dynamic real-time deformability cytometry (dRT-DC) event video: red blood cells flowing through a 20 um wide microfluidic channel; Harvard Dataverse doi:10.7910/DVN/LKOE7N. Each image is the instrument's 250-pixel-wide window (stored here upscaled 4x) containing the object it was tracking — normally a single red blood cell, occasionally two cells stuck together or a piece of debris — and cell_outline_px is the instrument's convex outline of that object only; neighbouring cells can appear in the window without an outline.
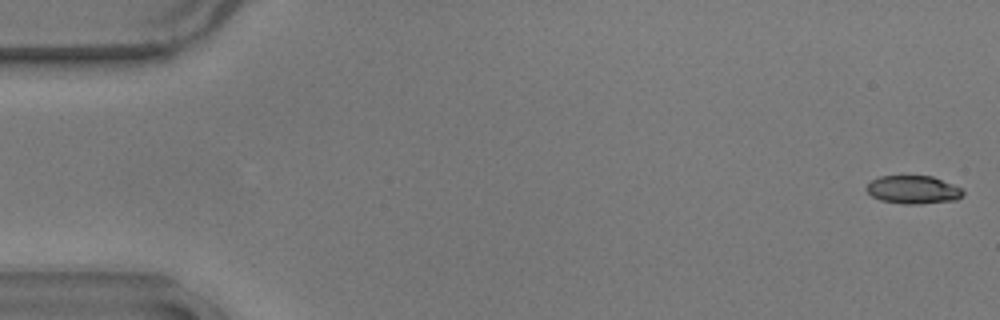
{"species": "common noctule bat (a hibernating species)", "species_latin": "Nyctalus noctula", "temperature_condition": "warm", "stored_images_in_passage": 55, "camera_frame_rate_fps": 3000, "um_per_image_px": 0.085, "animal": {"sex": "male", "body_mass_g": 17.9}, "frame": {"image": 1, "passage_image": 1, "time_ms": 0.0, "image_size_px": [1000, 320], "cell_outline_px": [[964, 196], [956, 200], [920, 204], [904, 204], [880, 200], [872, 196], [864, 188], [872, 180], [880, 176], [932, 176], [964, 188]], "centroid_in_image_um": [77.66, 16.13], "position_along_channel_um": 7.3, "area_um2": 16.01}}
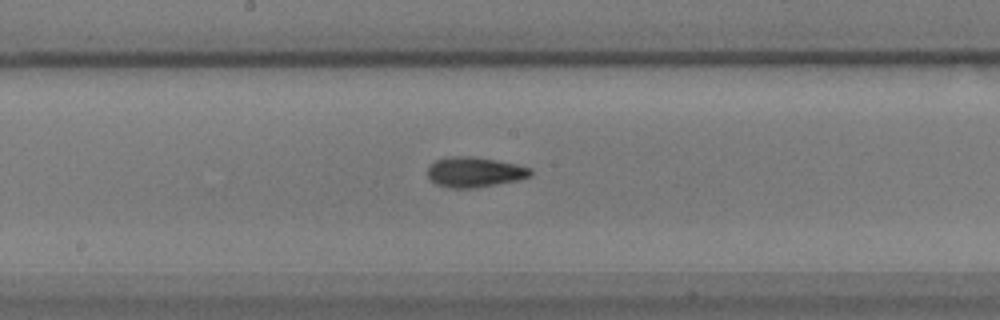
{"frame": {"image": 2, "passage_image": 29, "time_ms": 9.333, "image_size_px": [1000, 320], "cell_outline_px": [[532, 176], [520, 180], [476, 188], [448, 188], [436, 184], [428, 176], [428, 168], [436, 160], [448, 156], [472, 156], [496, 160], [516, 164], [532, 168]], "centroid_in_image_um": [40.38, 14.63], "position_along_channel_um": 207.8, "area_um2": 18.26}}
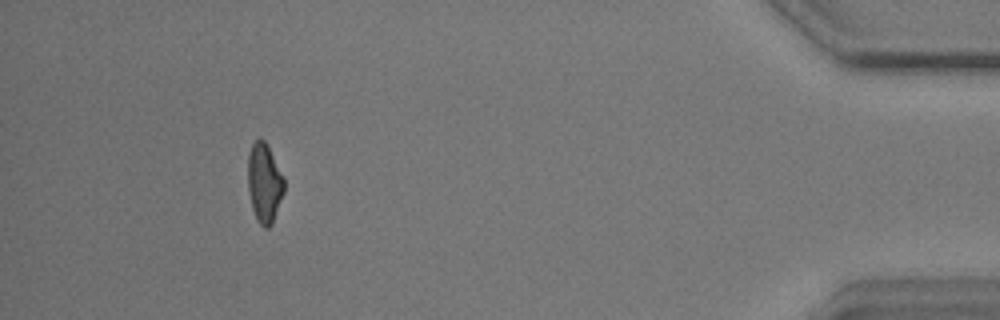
{"frame": {"image": 3, "passage_image": 51, "time_ms": 16.667, "image_size_px": [1000, 320], "cell_outline_px": [[284, 192], [272, 224], [268, 228], [264, 228], [256, 220], [252, 208], [248, 188], [248, 152], [252, 144], [260, 136], [268, 144], [284, 176]], "centroid_in_image_um": [22.47, 15.52], "position_along_channel_um": 412.7, "area_um2": 17.05}, "authors_computed_cell_mechanics": {"area_um2": 17.2244, "velocity_mm_per_s": 3.639, "shape_relaxation_time_tau1_ms": 4.295, "shape_relaxation_time_tau2_ms": 3.9122, "deformation_change_tau1": 0.1464, "deformation_change_tau2": 0.1211}}